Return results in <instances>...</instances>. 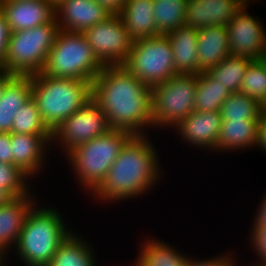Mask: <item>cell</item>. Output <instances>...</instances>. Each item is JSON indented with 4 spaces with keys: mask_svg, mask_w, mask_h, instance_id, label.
I'll return each instance as SVG.
<instances>
[{
    "mask_svg": "<svg viewBox=\"0 0 266 266\" xmlns=\"http://www.w3.org/2000/svg\"><path fill=\"white\" fill-rule=\"evenodd\" d=\"M198 74H176L150 87L153 128L175 127L194 112Z\"/></svg>",
    "mask_w": 266,
    "mask_h": 266,
    "instance_id": "obj_8",
    "label": "cell"
},
{
    "mask_svg": "<svg viewBox=\"0 0 266 266\" xmlns=\"http://www.w3.org/2000/svg\"><path fill=\"white\" fill-rule=\"evenodd\" d=\"M12 199H14L7 191L0 188V207L9 203Z\"/></svg>",
    "mask_w": 266,
    "mask_h": 266,
    "instance_id": "obj_41",
    "label": "cell"
},
{
    "mask_svg": "<svg viewBox=\"0 0 266 266\" xmlns=\"http://www.w3.org/2000/svg\"><path fill=\"white\" fill-rule=\"evenodd\" d=\"M32 180L18 166L0 162V188L7 191L13 198L27 195L32 187Z\"/></svg>",
    "mask_w": 266,
    "mask_h": 266,
    "instance_id": "obj_32",
    "label": "cell"
},
{
    "mask_svg": "<svg viewBox=\"0 0 266 266\" xmlns=\"http://www.w3.org/2000/svg\"><path fill=\"white\" fill-rule=\"evenodd\" d=\"M32 97V77L14 76L0 96V132L12 133L15 113Z\"/></svg>",
    "mask_w": 266,
    "mask_h": 266,
    "instance_id": "obj_22",
    "label": "cell"
},
{
    "mask_svg": "<svg viewBox=\"0 0 266 266\" xmlns=\"http://www.w3.org/2000/svg\"><path fill=\"white\" fill-rule=\"evenodd\" d=\"M188 0H153L156 31L159 35L185 25Z\"/></svg>",
    "mask_w": 266,
    "mask_h": 266,
    "instance_id": "obj_29",
    "label": "cell"
},
{
    "mask_svg": "<svg viewBox=\"0 0 266 266\" xmlns=\"http://www.w3.org/2000/svg\"><path fill=\"white\" fill-rule=\"evenodd\" d=\"M55 12L59 30L82 33L111 15L96 0H65Z\"/></svg>",
    "mask_w": 266,
    "mask_h": 266,
    "instance_id": "obj_18",
    "label": "cell"
},
{
    "mask_svg": "<svg viewBox=\"0 0 266 266\" xmlns=\"http://www.w3.org/2000/svg\"><path fill=\"white\" fill-rule=\"evenodd\" d=\"M103 68L82 32L59 30L41 73L92 83Z\"/></svg>",
    "mask_w": 266,
    "mask_h": 266,
    "instance_id": "obj_6",
    "label": "cell"
},
{
    "mask_svg": "<svg viewBox=\"0 0 266 266\" xmlns=\"http://www.w3.org/2000/svg\"><path fill=\"white\" fill-rule=\"evenodd\" d=\"M249 6L245 4L227 25L230 56L258 60L266 52V30L262 20L248 13Z\"/></svg>",
    "mask_w": 266,
    "mask_h": 266,
    "instance_id": "obj_12",
    "label": "cell"
},
{
    "mask_svg": "<svg viewBox=\"0 0 266 266\" xmlns=\"http://www.w3.org/2000/svg\"><path fill=\"white\" fill-rule=\"evenodd\" d=\"M0 10L11 32L51 23L55 8L47 0H0Z\"/></svg>",
    "mask_w": 266,
    "mask_h": 266,
    "instance_id": "obj_16",
    "label": "cell"
},
{
    "mask_svg": "<svg viewBox=\"0 0 266 266\" xmlns=\"http://www.w3.org/2000/svg\"><path fill=\"white\" fill-rule=\"evenodd\" d=\"M110 129L105 113L91 98L53 130L51 145H60V152L65 156L77 146L106 134Z\"/></svg>",
    "mask_w": 266,
    "mask_h": 266,
    "instance_id": "obj_10",
    "label": "cell"
},
{
    "mask_svg": "<svg viewBox=\"0 0 266 266\" xmlns=\"http://www.w3.org/2000/svg\"><path fill=\"white\" fill-rule=\"evenodd\" d=\"M123 66L150 87L177 74L172 46L166 35L134 41Z\"/></svg>",
    "mask_w": 266,
    "mask_h": 266,
    "instance_id": "obj_9",
    "label": "cell"
},
{
    "mask_svg": "<svg viewBox=\"0 0 266 266\" xmlns=\"http://www.w3.org/2000/svg\"><path fill=\"white\" fill-rule=\"evenodd\" d=\"M91 97L105 113L111 129L148 135V128L153 127L150 86L123 65L104 66L92 81Z\"/></svg>",
    "mask_w": 266,
    "mask_h": 266,
    "instance_id": "obj_1",
    "label": "cell"
},
{
    "mask_svg": "<svg viewBox=\"0 0 266 266\" xmlns=\"http://www.w3.org/2000/svg\"><path fill=\"white\" fill-rule=\"evenodd\" d=\"M58 32L56 18L51 23L11 32L3 70L14 76L41 73Z\"/></svg>",
    "mask_w": 266,
    "mask_h": 266,
    "instance_id": "obj_7",
    "label": "cell"
},
{
    "mask_svg": "<svg viewBox=\"0 0 266 266\" xmlns=\"http://www.w3.org/2000/svg\"><path fill=\"white\" fill-rule=\"evenodd\" d=\"M230 93L219 81L206 71L198 74L194 110L200 112L220 111L221 105Z\"/></svg>",
    "mask_w": 266,
    "mask_h": 266,
    "instance_id": "obj_27",
    "label": "cell"
},
{
    "mask_svg": "<svg viewBox=\"0 0 266 266\" xmlns=\"http://www.w3.org/2000/svg\"><path fill=\"white\" fill-rule=\"evenodd\" d=\"M12 133L52 135V131L43 122L32 97L15 113Z\"/></svg>",
    "mask_w": 266,
    "mask_h": 266,
    "instance_id": "obj_30",
    "label": "cell"
},
{
    "mask_svg": "<svg viewBox=\"0 0 266 266\" xmlns=\"http://www.w3.org/2000/svg\"><path fill=\"white\" fill-rule=\"evenodd\" d=\"M165 35L172 46L177 74L203 72L200 69L197 55L198 29L183 25Z\"/></svg>",
    "mask_w": 266,
    "mask_h": 266,
    "instance_id": "obj_19",
    "label": "cell"
},
{
    "mask_svg": "<svg viewBox=\"0 0 266 266\" xmlns=\"http://www.w3.org/2000/svg\"><path fill=\"white\" fill-rule=\"evenodd\" d=\"M10 133L0 132V162L12 164Z\"/></svg>",
    "mask_w": 266,
    "mask_h": 266,
    "instance_id": "obj_36",
    "label": "cell"
},
{
    "mask_svg": "<svg viewBox=\"0 0 266 266\" xmlns=\"http://www.w3.org/2000/svg\"><path fill=\"white\" fill-rule=\"evenodd\" d=\"M118 15L133 41L159 35L156 31L153 0H126Z\"/></svg>",
    "mask_w": 266,
    "mask_h": 266,
    "instance_id": "obj_20",
    "label": "cell"
},
{
    "mask_svg": "<svg viewBox=\"0 0 266 266\" xmlns=\"http://www.w3.org/2000/svg\"><path fill=\"white\" fill-rule=\"evenodd\" d=\"M133 135L110 129L106 134L77 146L66 154L72 175L84 192L91 194L105 179L121 149ZM74 173V174H73ZM77 177V178H76Z\"/></svg>",
    "mask_w": 266,
    "mask_h": 266,
    "instance_id": "obj_5",
    "label": "cell"
},
{
    "mask_svg": "<svg viewBox=\"0 0 266 266\" xmlns=\"http://www.w3.org/2000/svg\"><path fill=\"white\" fill-rule=\"evenodd\" d=\"M258 148H261L266 154V111L262 114L259 121Z\"/></svg>",
    "mask_w": 266,
    "mask_h": 266,
    "instance_id": "obj_38",
    "label": "cell"
},
{
    "mask_svg": "<svg viewBox=\"0 0 266 266\" xmlns=\"http://www.w3.org/2000/svg\"><path fill=\"white\" fill-rule=\"evenodd\" d=\"M147 238L140 243L139 253L131 266H185L189 255L165 241ZM165 242V243H164ZM143 243V244H142ZM180 251V252H179Z\"/></svg>",
    "mask_w": 266,
    "mask_h": 266,
    "instance_id": "obj_24",
    "label": "cell"
},
{
    "mask_svg": "<svg viewBox=\"0 0 266 266\" xmlns=\"http://www.w3.org/2000/svg\"><path fill=\"white\" fill-rule=\"evenodd\" d=\"M237 259L233 254L230 252L227 254L221 253L220 255L216 254V257H210L209 258H204L201 260L198 259L196 260L195 257L189 256L188 261L186 262L185 266H237Z\"/></svg>",
    "mask_w": 266,
    "mask_h": 266,
    "instance_id": "obj_34",
    "label": "cell"
},
{
    "mask_svg": "<svg viewBox=\"0 0 266 266\" xmlns=\"http://www.w3.org/2000/svg\"><path fill=\"white\" fill-rule=\"evenodd\" d=\"M14 77V75L9 72L2 70L0 72V96L3 92L5 85Z\"/></svg>",
    "mask_w": 266,
    "mask_h": 266,
    "instance_id": "obj_40",
    "label": "cell"
},
{
    "mask_svg": "<svg viewBox=\"0 0 266 266\" xmlns=\"http://www.w3.org/2000/svg\"><path fill=\"white\" fill-rule=\"evenodd\" d=\"M258 205L255 217L253 218V225H265L266 226V194L263 195L262 201Z\"/></svg>",
    "mask_w": 266,
    "mask_h": 266,
    "instance_id": "obj_39",
    "label": "cell"
},
{
    "mask_svg": "<svg viewBox=\"0 0 266 266\" xmlns=\"http://www.w3.org/2000/svg\"><path fill=\"white\" fill-rule=\"evenodd\" d=\"M0 266H4V259L0 256Z\"/></svg>",
    "mask_w": 266,
    "mask_h": 266,
    "instance_id": "obj_45",
    "label": "cell"
},
{
    "mask_svg": "<svg viewBox=\"0 0 266 266\" xmlns=\"http://www.w3.org/2000/svg\"><path fill=\"white\" fill-rule=\"evenodd\" d=\"M10 28L6 21V17L0 10V66L3 70V62L6 56L8 40L10 38Z\"/></svg>",
    "mask_w": 266,
    "mask_h": 266,
    "instance_id": "obj_35",
    "label": "cell"
},
{
    "mask_svg": "<svg viewBox=\"0 0 266 266\" xmlns=\"http://www.w3.org/2000/svg\"><path fill=\"white\" fill-rule=\"evenodd\" d=\"M265 111L263 104L241 92L230 94L220 108L222 121L260 120Z\"/></svg>",
    "mask_w": 266,
    "mask_h": 266,
    "instance_id": "obj_26",
    "label": "cell"
},
{
    "mask_svg": "<svg viewBox=\"0 0 266 266\" xmlns=\"http://www.w3.org/2000/svg\"><path fill=\"white\" fill-rule=\"evenodd\" d=\"M83 34L104 66L123 65L134 42L118 14H111Z\"/></svg>",
    "mask_w": 266,
    "mask_h": 266,
    "instance_id": "obj_11",
    "label": "cell"
},
{
    "mask_svg": "<svg viewBox=\"0 0 266 266\" xmlns=\"http://www.w3.org/2000/svg\"><path fill=\"white\" fill-rule=\"evenodd\" d=\"M150 140L148 135H133L126 142L105 179L90 194L94 200L118 203L149 194L154 185L157 187L164 169Z\"/></svg>",
    "mask_w": 266,
    "mask_h": 266,
    "instance_id": "obj_2",
    "label": "cell"
},
{
    "mask_svg": "<svg viewBox=\"0 0 266 266\" xmlns=\"http://www.w3.org/2000/svg\"><path fill=\"white\" fill-rule=\"evenodd\" d=\"M222 116L220 111H194L181 120L172 130H176L180 141L191 147L216 152Z\"/></svg>",
    "mask_w": 266,
    "mask_h": 266,
    "instance_id": "obj_13",
    "label": "cell"
},
{
    "mask_svg": "<svg viewBox=\"0 0 266 266\" xmlns=\"http://www.w3.org/2000/svg\"><path fill=\"white\" fill-rule=\"evenodd\" d=\"M56 207L38 206L27 215L15 252L23 266H48L59 245L73 231L67 226Z\"/></svg>",
    "mask_w": 266,
    "mask_h": 266,
    "instance_id": "obj_3",
    "label": "cell"
},
{
    "mask_svg": "<svg viewBox=\"0 0 266 266\" xmlns=\"http://www.w3.org/2000/svg\"><path fill=\"white\" fill-rule=\"evenodd\" d=\"M244 5L241 0H188L185 25L196 29L227 26Z\"/></svg>",
    "mask_w": 266,
    "mask_h": 266,
    "instance_id": "obj_17",
    "label": "cell"
},
{
    "mask_svg": "<svg viewBox=\"0 0 266 266\" xmlns=\"http://www.w3.org/2000/svg\"><path fill=\"white\" fill-rule=\"evenodd\" d=\"M33 192L16 197L0 207V256L4 259V266L10 265L6 257L17 243L27 215L38 204Z\"/></svg>",
    "mask_w": 266,
    "mask_h": 266,
    "instance_id": "obj_15",
    "label": "cell"
},
{
    "mask_svg": "<svg viewBox=\"0 0 266 266\" xmlns=\"http://www.w3.org/2000/svg\"><path fill=\"white\" fill-rule=\"evenodd\" d=\"M240 92L266 107V69L259 60H253L247 67L240 84Z\"/></svg>",
    "mask_w": 266,
    "mask_h": 266,
    "instance_id": "obj_31",
    "label": "cell"
},
{
    "mask_svg": "<svg viewBox=\"0 0 266 266\" xmlns=\"http://www.w3.org/2000/svg\"><path fill=\"white\" fill-rule=\"evenodd\" d=\"M51 141L52 135L10 133L12 164L18 166L31 179H35L45 168Z\"/></svg>",
    "mask_w": 266,
    "mask_h": 266,
    "instance_id": "obj_14",
    "label": "cell"
},
{
    "mask_svg": "<svg viewBox=\"0 0 266 266\" xmlns=\"http://www.w3.org/2000/svg\"><path fill=\"white\" fill-rule=\"evenodd\" d=\"M242 2H244L245 4H251L250 2H256L257 0H241Z\"/></svg>",
    "mask_w": 266,
    "mask_h": 266,
    "instance_id": "obj_44",
    "label": "cell"
},
{
    "mask_svg": "<svg viewBox=\"0 0 266 266\" xmlns=\"http://www.w3.org/2000/svg\"><path fill=\"white\" fill-rule=\"evenodd\" d=\"M31 77L32 99L43 122L52 132L92 98L90 81L56 78L42 73Z\"/></svg>",
    "mask_w": 266,
    "mask_h": 266,
    "instance_id": "obj_4",
    "label": "cell"
},
{
    "mask_svg": "<svg viewBox=\"0 0 266 266\" xmlns=\"http://www.w3.org/2000/svg\"><path fill=\"white\" fill-rule=\"evenodd\" d=\"M253 60L241 56H228L217 66L209 68L206 72L216 81L223 84L232 94L240 92V84L246 69Z\"/></svg>",
    "mask_w": 266,
    "mask_h": 266,
    "instance_id": "obj_28",
    "label": "cell"
},
{
    "mask_svg": "<svg viewBox=\"0 0 266 266\" xmlns=\"http://www.w3.org/2000/svg\"><path fill=\"white\" fill-rule=\"evenodd\" d=\"M100 3L109 13L118 14L124 7L126 0H96Z\"/></svg>",
    "mask_w": 266,
    "mask_h": 266,
    "instance_id": "obj_37",
    "label": "cell"
},
{
    "mask_svg": "<svg viewBox=\"0 0 266 266\" xmlns=\"http://www.w3.org/2000/svg\"><path fill=\"white\" fill-rule=\"evenodd\" d=\"M249 234L250 248H252L255 252V256H257L256 264L252 266H266V226L265 225H253ZM251 266V264H250Z\"/></svg>",
    "mask_w": 266,
    "mask_h": 266,
    "instance_id": "obj_33",
    "label": "cell"
},
{
    "mask_svg": "<svg viewBox=\"0 0 266 266\" xmlns=\"http://www.w3.org/2000/svg\"><path fill=\"white\" fill-rule=\"evenodd\" d=\"M258 60L261 62V64L266 69V52L262 56H260Z\"/></svg>",
    "mask_w": 266,
    "mask_h": 266,
    "instance_id": "obj_43",
    "label": "cell"
},
{
    "mask_svg": "<svg viewBox=\"0 0 266 266\" xmlns=\"http://www.w3.org/2000/svg\"><path fill=\"white\" fill-rule=\"evenodd\" d=\"M59 245L48 266H98L95 248L84 235L74 232ZM85 239H84V238ZM94 249V250H93Z\"/></svg>",
    "mask_w": 266,
    "mask_h": 266,
    "instance_id": "obj_25",
    "label": "cell"
},
{
    "mask_svg": "<svg viewBox=\"0 0 266 266\" xmlns=\"http://www.w3.org/2000/svg\"><path fill=\"white\" fill-rule=\"evenodd\" d=\"M197 55L200 69L204 72L217 66L230 55L227 26L215 25L198 29Z\"/></svg>",
    "mask_w": 266,
    "mask_h": 266,
    "instance_id": "obj_21",
    "label": "cell"
},
{
    "mask_svg": "<svg viewBox=\"0 0 266 266\" xmlns=\"http://www.w3.org/2000/svg\"><path fill=\"white\" fill-rule=\"evenodd\" d=\"M259 121H222L216 143V152L228 153L230 150L236 151L239 149L242 151L243 149L256 147L258 143Z\"/></svg>",
    "mask_w": 266,
    "mask_h": 266,
    "instance_id": "obj_23",
    "label": "cell"
},
{
    "mask_svg": "<svg viewBox=\"0 0 266 266\" xmlns=\"http://www.w3.org/2000/svg\"><path fill=\"white\" fill-rule=\"evenodd\" d=\"M54 8L59 6L65 0H47Z\"/></svg>",
    "mask_w": 266,
    "mask_h": 266,
    "instance_id": "obj_42",
    "label": "cell"
}]
</instances>
